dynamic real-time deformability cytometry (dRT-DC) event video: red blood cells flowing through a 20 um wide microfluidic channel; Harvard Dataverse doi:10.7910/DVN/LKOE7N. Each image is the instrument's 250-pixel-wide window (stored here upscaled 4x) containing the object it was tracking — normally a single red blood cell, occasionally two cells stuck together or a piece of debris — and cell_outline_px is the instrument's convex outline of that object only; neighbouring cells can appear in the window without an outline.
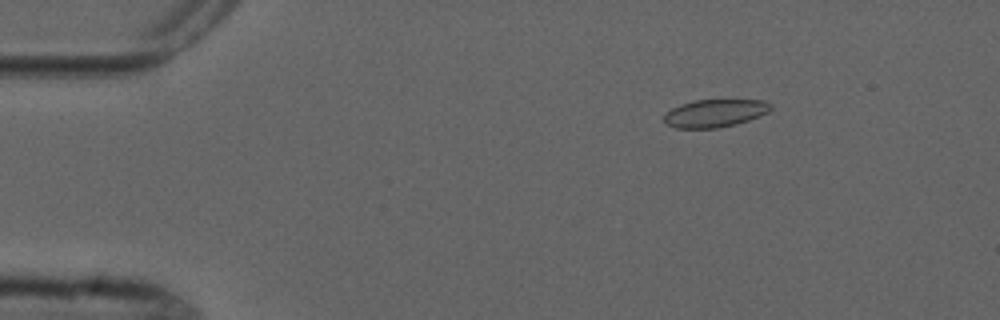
{"species": "common noctule bat (a hibernating species)", "species_latin": "Nyctalus noctula", "temperature_condition": "cold", "stored_images_in_passage": 5, "camera_frame_rate_fps": 3000, "um_per_image_px": 0.085, "animal": {"sex": "male", "forearm_length_mm": 52.5}, "frame": {"image": 1, "passage_image": 1, "time_ms": 0.0, "image_size_px": [1000, 320], "cell_outline_px": [[772, 108], [768, 112], [760, 116], [736, 124], [716, 128], [676, 128], [664, 124], [664, 116], [672, 108], [680, 104], [696, 100], [764, 100], [772, 104]], "centroid_in_image_um": [60.77, 9.62], "position_along_channel_um": 24.2, "area_um2": 17.28}}
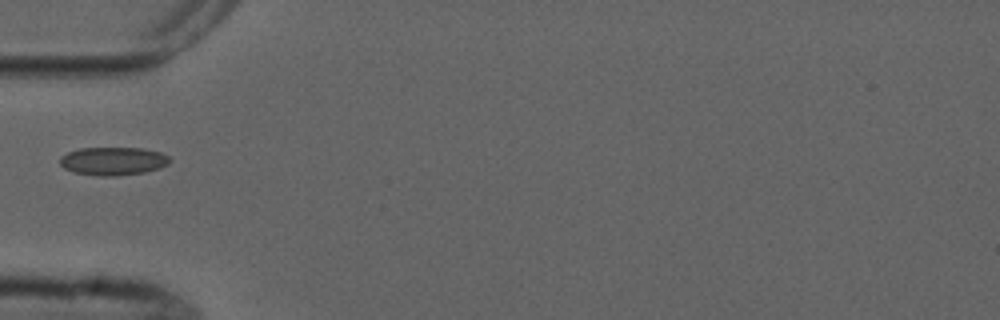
{"frame": {"image": 2, "passage_image": 4, "time_ms": 3.333, "image_size_px": [1000, 320], "cell_outline_px": [[172, 160], [168, 164], [160, 168], [144, 172], [116, 176], [96, 176], [72, 172], [64, 168], [60, 164], [60, 156], [68, 152], [80, 148], [144, 148], [160, 152], [168, 156]], "centroid_in_image_um": [9.61, 13.69], "position_along_channel_um": 75.4, "area_um2": 18.21}}
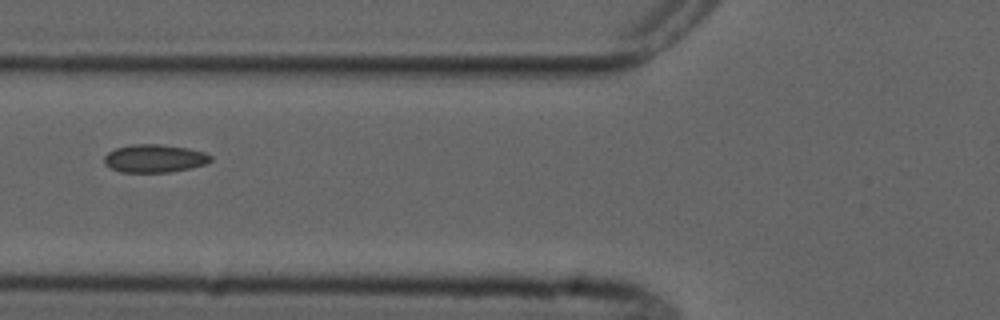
{"frame": {"image": 3, "passage_image": 5, "time_ms": 4.333, "image_size_px": [1000, 320], "cell_outline_px": [[212, 160], [204, 164], [192, 168], [168, 172], [120, 172], [104, 164], [104, 156], [108, 152], [116, 148], [132, 144], [160, 144], [188, 148], [204, 152], [212, 156]], "centroid_in_image_um": [13.13, 13.46], "position_along_channel_um": 112.7, "area_um2": 17.4}}